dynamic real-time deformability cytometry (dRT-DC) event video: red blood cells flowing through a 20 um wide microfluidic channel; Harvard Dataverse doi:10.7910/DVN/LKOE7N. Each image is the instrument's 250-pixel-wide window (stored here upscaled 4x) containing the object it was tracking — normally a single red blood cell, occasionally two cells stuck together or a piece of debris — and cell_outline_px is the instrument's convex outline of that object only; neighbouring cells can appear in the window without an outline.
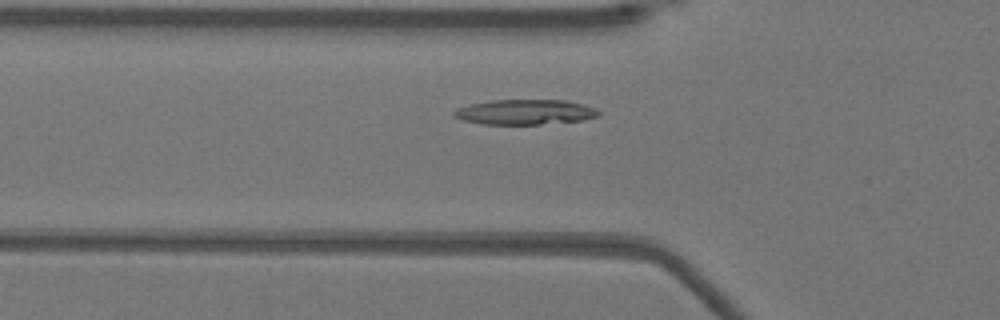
{"species": "Egyptian fruit bat (a non-hibernating species)", "species_latin": "Rousettus aegyptiacus", "temperature_condition": "warm", "stored_images_in_passage": 27, "camera_frame_rate_fps": 3000, "um_per_image_px": 0.085, "animal": {"sex": "female"}, "frame": {"image": 1, "passage_image": 2, "time_ms": 0.333, "image_size_px": [1000, 320], "cell_outline_px": [[600, 112], [596, 116], [584, 120], [540, 124], [480, 124], [464, 120], [452, 116], [452, 112], [456, 108], [472, 104], [492, 100], [564, 100], [596, 108]], "centroid_in_image_um": [44.59, 9.53], "position_along_channel_um": 81.2, "area_um2": 20.98}}
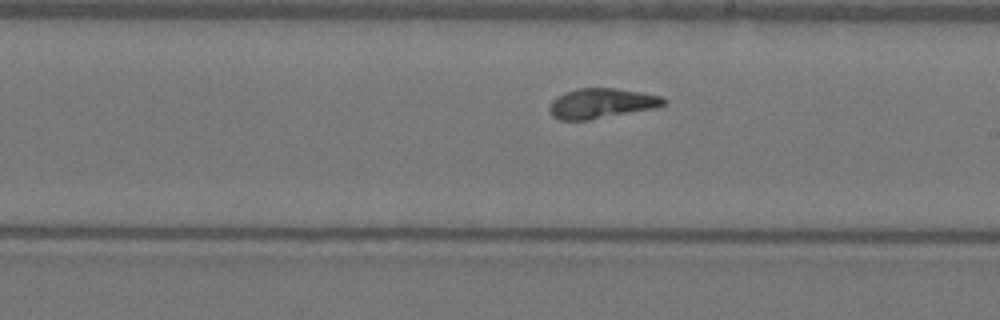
{"frame": {"image": 2, "passage_image": 14, "time_ms": 4.333, "image_size_px": [1000, 320], "cell_outline_px": [[668, 100], [664, 104], [656, 108], [588, 120], [560, 120], [552, 116], [548, 108], [552, 100], [556, 96], [564, 92], [580, 88], [612, 88], [640, 92], [660, 96]], "centroid_in_image_um": [51.09, 8.79], "position_along_channel_um": 237.9, "area_um2": 19.94}}
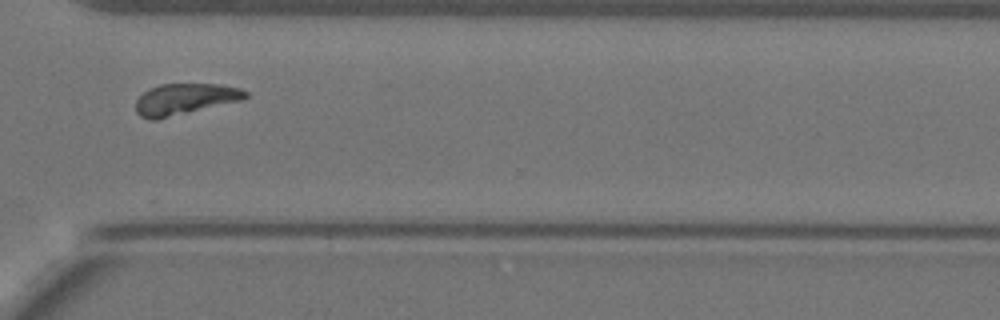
{"frame": {"image": 3, "passage_image": 23, "time_ms": 7.333, "image_size_px": [1000, 320], "cell_outline_px": [[248, 96], [244, 100], [156, 120], [148, 120], [140, 116], [136, 112], [136, 100], [148, 88], [160, 84], [220, 84], [240, 88], [248, 92]], "centroid_in_image_um": [15.72, 8.43], "position_along_channel_um": 354.9, "area_um2": 20.17}, "authors_computed_cell_mechanics": {"area_um2": 19.9988, "velocity_mm_per_s": 3.9043, "shape_relaxation_time_tau1_ms": 4.9417, "shape_relaxation_time_tau2_ms": 3.8732, "deformation_change_tau1": 0.1912, "deformation_change_tau2": 0.1458}}